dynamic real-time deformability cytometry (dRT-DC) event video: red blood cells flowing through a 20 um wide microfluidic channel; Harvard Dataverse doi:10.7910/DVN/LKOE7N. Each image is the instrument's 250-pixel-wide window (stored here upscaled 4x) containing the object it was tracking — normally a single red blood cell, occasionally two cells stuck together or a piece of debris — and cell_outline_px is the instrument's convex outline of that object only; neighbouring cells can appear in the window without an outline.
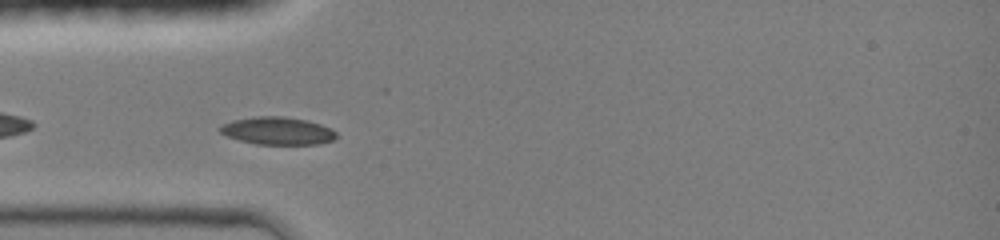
{"species": "common noctule bat (a hibernating species)", "species_latin": "Nyctalus noctula", "temperature_condition": "room temperature", "stored_images_in_passage": 40, "camera_frame_rate_fps": 3000, "um_per_image_px": 0.085, "animal": {"sex": "female", "body_mass_g": 19.0, "forearm_length_mm": 51.5}, "frame": {"image": 1, "passage_image": 4, "time_ms": 0.667, "image_size_px": [1000, 240], "cell_outline_px": [[336, 136], [332, 140], [316, 144], [256, 144], [240, 140], [228, 136], [220, 132], [216, 128], [220, 124], [232, 120], [252, 116], [284, 116], [308, 120], [332, 128], [336, 132]], "centroid_in_image_um": [23.55, 11.1], "position_along_channel_um": 61.5, "area_um2": 18.9}}
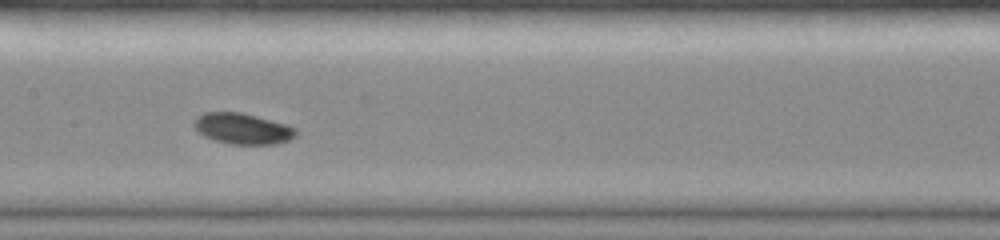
{"frame": {"image": 2, "passage_image": 14, "time_ms": 3.667, "image_size_px": [1000, 240], "cell_outline_px": [[296, 136], [288, 140], [276, 144], [228, 144], [204, 136], [192, 124], [192, 120], [196, 116], [204, 112], [240, 112], [256, 116], [284, 124], [296, 128]], "centroid_in_image_um": [20.58, 10.93], "position_along_channel_um": 186.8, "area_um2": 18.26}}
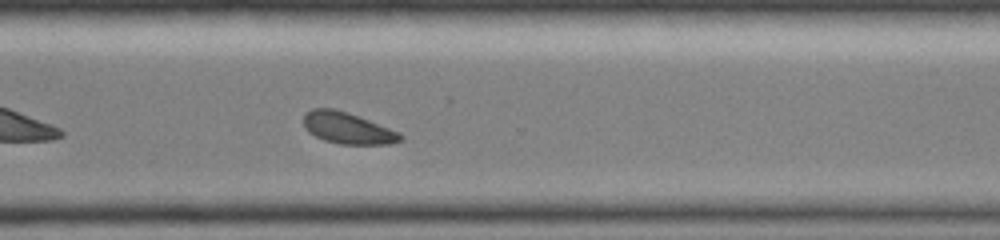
{"frame": {"image": 3, "passage_image": 26, "time_ms": 7.333, "image_size_px": [1000, 240], "cell_outline_px": [[404, 140], [388, 144], [340, 144], [324, 140], [308, 132], [304, 128], [304, 112], [312, 108], [332, 108], [348, 112], [400, 132], [404, 136]], "centroid_in_image_um": [29.54, 10.88], "position_along_channel_um": 341.1, "area_um2": 17.86}, "authors_computed_cell_mechanics": {"area_um2": 18.207, "velocity_mm_per_s": 4.1952, "shape_relaxation_time_tau1_ms": 1.5697, "shape_relaxation_time_tau2_ms": null, "deformation_change_tau1": 0.0706, "deformation_change_tau2": null}}